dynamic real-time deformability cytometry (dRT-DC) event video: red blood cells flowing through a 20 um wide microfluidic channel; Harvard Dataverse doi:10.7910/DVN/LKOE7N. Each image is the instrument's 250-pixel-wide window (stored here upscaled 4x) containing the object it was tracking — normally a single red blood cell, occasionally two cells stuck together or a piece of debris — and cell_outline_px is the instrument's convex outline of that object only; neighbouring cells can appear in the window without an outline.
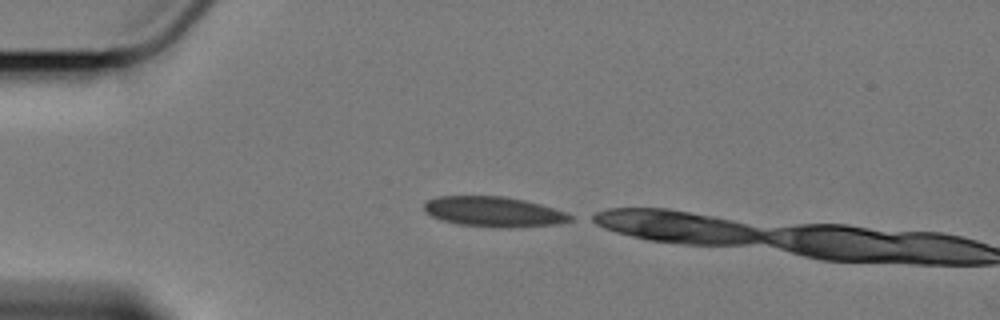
{"species": "Egyptian fruit bat (a non-hibernating species)", "species_latin": "Rousettus aegyptiacus", "temperature_condition": "cold", "stored_images_in_passage": 3, "camera_frame_rate_fps": 3000, "um_per_image_px": 0.085, "animal": {"sex": "female"}, "frame": {"image": 1, "passage_image": 1, "time_ms": 0.0, "image_size_px": [1000, 320], "cell_outline_px": [[576, 216], [572, 220], [560, 224], [512, 228], [496, 228], [456, 224], [440, 220], [424, 212], [424, 204], [428, 200], [440, 196], [504, 196], [524, 200], [540, 204], [568, 212]], "centroid_in_image_um": [42.01, 18.01], "position_along_channel_um": 43.0, "area_um2": 26.18}}